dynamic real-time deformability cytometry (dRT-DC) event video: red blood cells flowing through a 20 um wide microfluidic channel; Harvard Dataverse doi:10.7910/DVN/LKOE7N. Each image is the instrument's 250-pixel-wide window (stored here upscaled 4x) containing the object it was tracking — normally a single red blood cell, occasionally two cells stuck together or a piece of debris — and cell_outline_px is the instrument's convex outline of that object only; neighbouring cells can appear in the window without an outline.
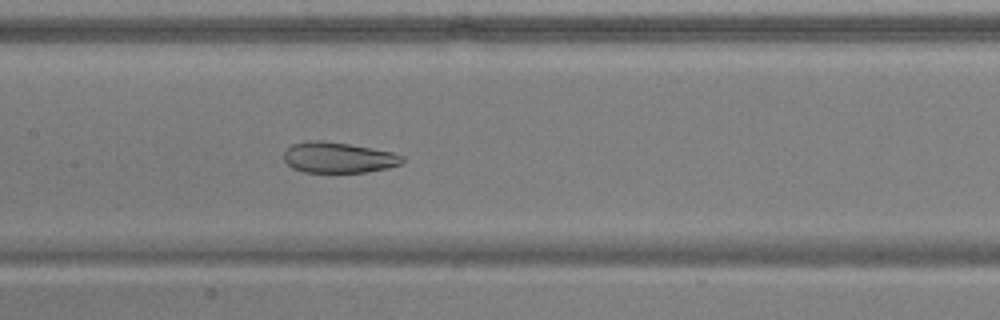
{"species": "common noctule bat (a hibernating species)", "species_latin": "Nyctalus noctula", "temperature_condition": "warm", "stored_images_in_passage": 53, "camera_frame_rate_fps": 3000, "um_per_image_px": 0.085, "animal": {"sex": "male", "body_mass_g": 17.9, "forearm_length_mm": 54.2}, "frame": {"image": 1, "passage_image": 26, "time_ms": 8.333, "image_size_px": [1000, 320], "cell_outline_px": [[404, 160], [400, 164], [388, 168], [364, 172], [304, 172], [292, 168], [284, 160], [284, 152], [292, 144], [308, 140], [320, 140], [348, 144], [372, 148], [392, 152], [404, 156]], "centroid_in_image_um": [28.75, 13.39], "position_along_channel_um": 178.6, "area_um2": 21.15}}
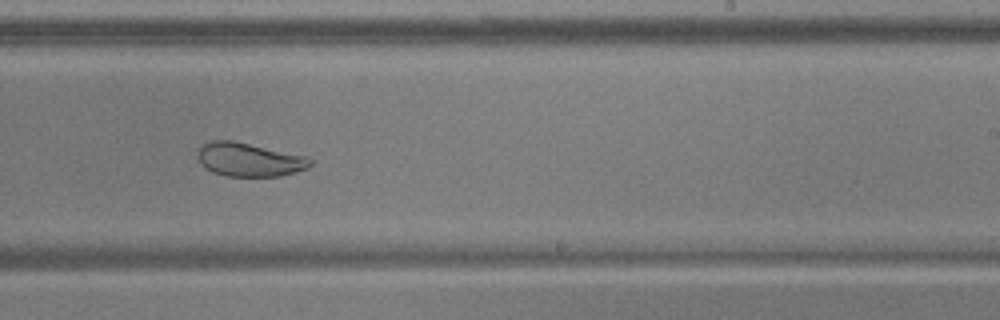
{"frame": {"image": 2, "passage_image": 33, "time_ms": 10.667, "image_size_px": [1000, 320], "cell_outline_px": [[312, 164], [308, 168], [280, 176], [228, 176], [212, 172], [204, 168], [200, 164], [196, 156], [196, 148], [200, 144], [208, 140], [232, 140], [304, 156], [312, 160]], "centroid_in_image_um": [21.07, 13.56], "position_along_channel_um": 267.9, "area_um2": 22.25}}
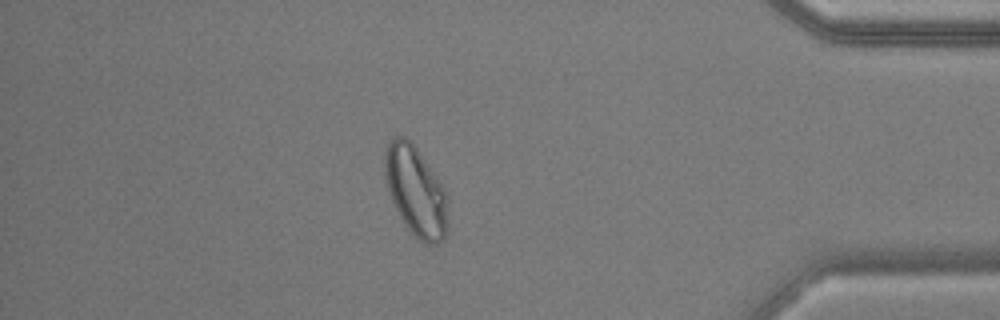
{"frame": {"image": 3, "passage_image": 46, "time_ms": 15.0, "image_size_px": [1000, 320], "cell_outline_px": [[448, 232], [444, 240], [440, 244], [424, 244], [416, 240], [400, 216], [388, 192], [384, 176], [384, 152], [392, 136], [404, 136], [416, 148], [444, 188], [448, 224]], "centroid_in_image_um": [35.32, 16.3], "position_along_channel_um": 399.9, "area_um2": 33.0}}